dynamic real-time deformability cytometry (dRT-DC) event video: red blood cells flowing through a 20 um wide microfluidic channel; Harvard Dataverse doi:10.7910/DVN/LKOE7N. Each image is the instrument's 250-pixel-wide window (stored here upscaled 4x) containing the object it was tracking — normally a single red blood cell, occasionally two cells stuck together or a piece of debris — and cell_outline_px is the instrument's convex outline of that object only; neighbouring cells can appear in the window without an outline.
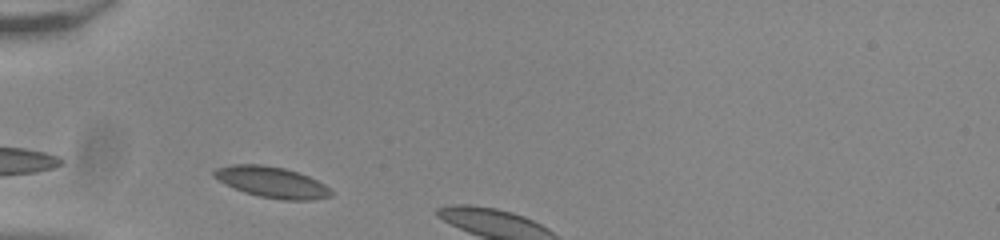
{"species": "common noctule bat (a hibernating species)", "species_latin": "Nyctalus noctula", "temperature_condition": "room temperature", "stored_images_in_passage": 4, "camera_frame_rate_fps": 3000, "um_per_image_px": 0.085, "animal": {"sex": "male", "body_mass_g": 20.0, "forearm_length_mm": 53.3}, "frame": {"image": 1, "passage_image": 2, "time_ms": 0.333, "image_size_px": [1000, 240], "cell_outline_px": [[332, 196], [312, 200], [280, 200], [260, 196], [244, 192], [212, 176], [212, 172], [216, 168], [232, 164], [264, 164], [284, 168], [308, 176], [324, 184], [332, 192]], "centroid_in_image_um": [23.11, 15.48], "position_along_channel_um": 61.9, "area_um2": 20.92}}